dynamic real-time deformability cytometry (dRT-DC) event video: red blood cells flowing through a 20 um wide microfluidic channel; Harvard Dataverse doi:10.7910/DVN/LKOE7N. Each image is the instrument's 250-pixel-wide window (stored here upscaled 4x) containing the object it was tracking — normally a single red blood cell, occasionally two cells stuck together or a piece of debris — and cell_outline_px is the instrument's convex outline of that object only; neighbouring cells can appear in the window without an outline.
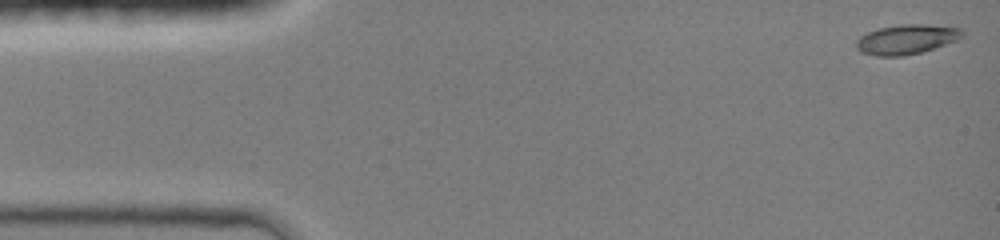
{"species": "common noctule bat (a hibernating species)", "species_latin": "Nyctalus noctula", "temperature_condition": "room temperature", "stored_images_in_passage": 5, "camera_frame_rate_fps": 3000, "um_per_image_px": 0.085, "animal": {"sex": "female", "body_mass_g": 19.0, "forearm_length_mm": 51.5}, "frame": {"image": 1, "passage_image": 1, "time_ms": 0.0, "image_size_px": [1000, 240], "cell_outline_px": [[964, 36], [956, 40], [920, 52], [904, 56], [876, 56], [860, 52], [856, 48], [856, 40], [860, 36], [868, 32], [880, 28], [900, 24], [924, 24], [964, 28]], "centroid_in_image_um": [77.04, 3.34], "position_along_channel_um": 8.0, "area_um2": 18.32}}
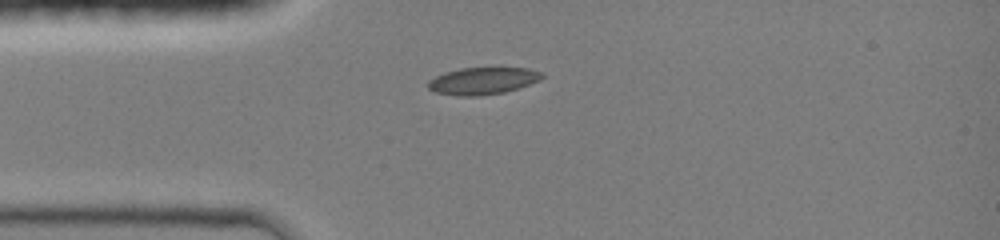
{"frame": {"image": 2, "passage_image": 5, "time_ms": 3.333, "image_size_px": [1000, 240], "cell_outline_px": [[544, 76], [540, 80], [520, 88], [504, 92], [480, 96], [460, 96], [436, 92], [428, 88], [428, 80], [444, 72], [460, 68], [528, 68], [544, 72]], "centroid_in_image_um": [41.06, 6.87], "position_along_channel_um": 43.9, "area_um2": 18.09}}